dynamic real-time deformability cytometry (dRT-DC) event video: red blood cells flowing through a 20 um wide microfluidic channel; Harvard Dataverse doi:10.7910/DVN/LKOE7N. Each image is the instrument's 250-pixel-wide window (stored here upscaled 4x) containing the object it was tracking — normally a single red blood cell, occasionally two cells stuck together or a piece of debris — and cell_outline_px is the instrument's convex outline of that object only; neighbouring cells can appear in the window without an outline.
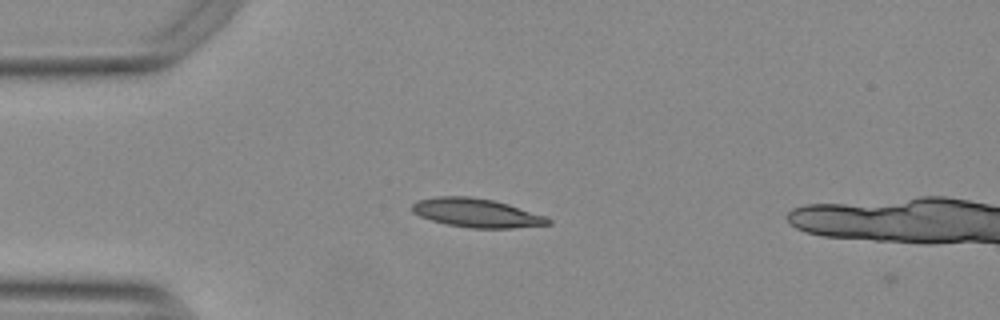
{"species": "Egyptian fruit bat (a non-hibernating species)", "species_latin": "Rousettus aegyptiacus", "temperature_condition": "warm", "stored_images_in_passage": 3, "camera_frame_rate_fps": 3000, "um_per_image_px": 0.085, "animal": {"sex": "female"}, "frame": {"image": 1, "passage_image": 1, "time_ms": 0.0, "image_size_px": [1000, 320], "cell_outline_px": [[552, 224], [512, 228], [472, 228], [448, 224], [432, 220], [420, 216], [412, 212], [412, 204], [416, 200], [436, 196], [468, 196], [492, 200], [508, 204], [544, 216], [552, 220]], "centroid_in_image_um": [40.48, 18.09], "position_along_channel_um": 44.5, "area_um2": 22.66}}